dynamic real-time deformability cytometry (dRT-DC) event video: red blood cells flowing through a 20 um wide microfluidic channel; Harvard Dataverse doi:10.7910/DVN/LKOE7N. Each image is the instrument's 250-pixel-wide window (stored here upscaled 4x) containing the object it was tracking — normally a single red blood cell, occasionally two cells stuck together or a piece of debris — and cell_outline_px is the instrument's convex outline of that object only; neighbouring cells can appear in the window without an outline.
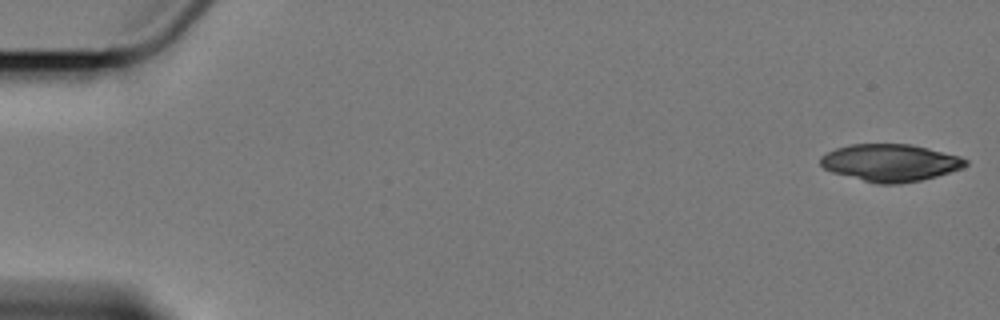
{"species": "Egyptian fruit bat (a non-hibernating species)", "species_latin": "Rousettus aegyptiacus", "temperature_condition": "cold", "stored_images_in_passage": 12, "camera_frame_rate_fps": 3000, "um_per_image_px": 0.085, "animal": {"sex": "female"}, "frame": {"image": 1, "passage_image": 1, "time_ms": 0.0, "image_size_px": [1000, 320], "cell_outline_px": [[968, 164], [964, 168], [936, 176], [920, 180], [900, 184], [876, 184], [832, 172], [824, 168], [820, 164], [820, 156], [836, 148], [852, 144], [912, 144], [960, 156], [968, 160]], "centroid_in_image_um": [75.69, 13.83], "position_along_channel_um": 9.3, "area_um2": 31.56}}